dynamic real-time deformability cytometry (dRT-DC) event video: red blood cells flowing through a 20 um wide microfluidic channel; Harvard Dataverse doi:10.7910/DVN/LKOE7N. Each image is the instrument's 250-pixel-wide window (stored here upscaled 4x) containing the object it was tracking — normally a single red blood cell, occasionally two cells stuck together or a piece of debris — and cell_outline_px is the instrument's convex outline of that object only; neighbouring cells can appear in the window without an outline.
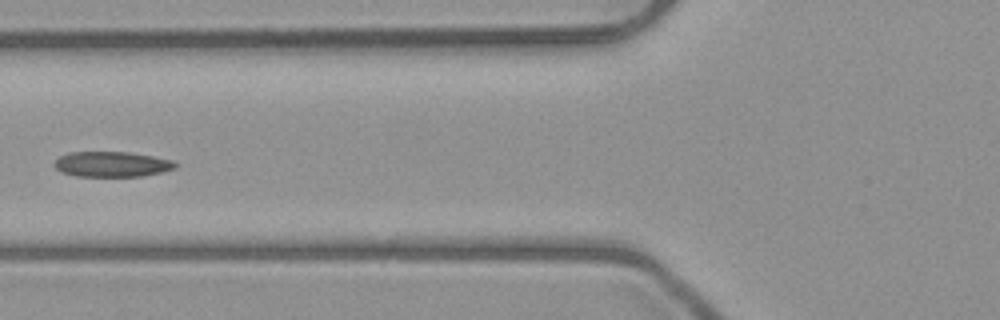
{"species": "common noctule bat (a hibernating species)", "species_latin": "Nyctalus noctula", "temperature_condition": "room temperature", "stored_images_in_passage": 7, "camera_frame_rate_fps": 3000, "um_per_image_px": 0.085, "animal": {"sex": "male", "body_mass_g": 23.1, "forearm_length_mm": 52.7}, "frame": {"image": 1, "passage_image": 6, "time_ms": 6.667, "image_size_px": [1000, 320], "cell_outline_px": [[180, 164], [176, 168], [160, 172], [140, 176], [76, 176], [60, 172], [52, 164], [60, 156], [68, 152], [128, 152], [152, 156], [172, 160]], "centroid_in_image_um": [9.49, 13.95], "position_along_channel_um": 116.3, "area_um2": 17.86}}
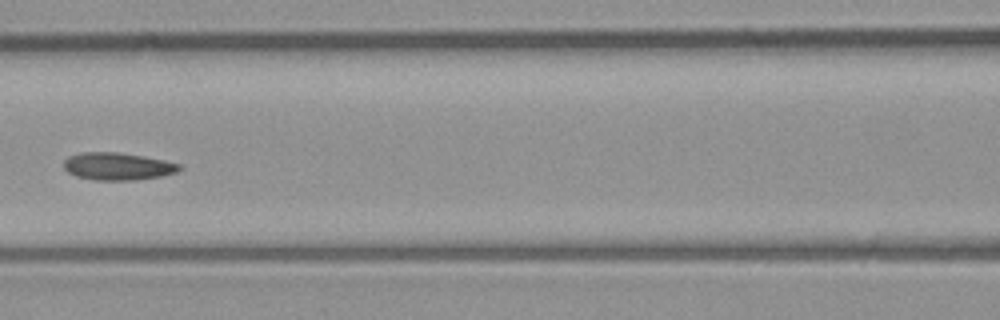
{"frame": {"image": 2, "passage_image": 7, "time_ms": 7.667, "image_size_px": [1000, 320], "cell_outline_px": [[184, 168], [176, 172], [160, 176], [136, 180], [96, 180], [76, 176], [68, 172], [64, 168], [64, 160], [68, 156], [80, 152], [116, 152], [164, 160], [180, 164]], "centroid_in_image_um": [9.99, 14.14], "position_along_channel_um": 156.6, "area_um2": 18.44}}